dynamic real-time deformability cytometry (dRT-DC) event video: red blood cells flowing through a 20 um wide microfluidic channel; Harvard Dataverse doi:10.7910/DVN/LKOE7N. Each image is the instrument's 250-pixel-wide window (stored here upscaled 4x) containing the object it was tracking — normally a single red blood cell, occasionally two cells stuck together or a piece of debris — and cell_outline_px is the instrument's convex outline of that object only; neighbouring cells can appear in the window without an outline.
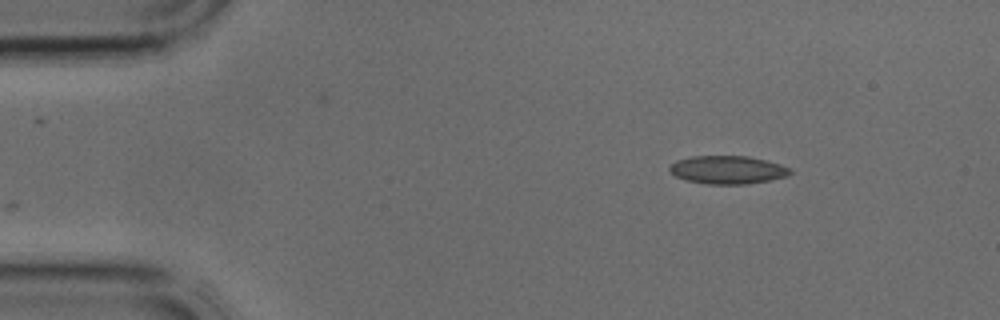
{"species": "common noctule bat (a hibernating species)", "species_latin": "Nyctalus noctula", "temperature_condition": "cold", "stored_images_in_passage": 3, "camera_frame_rate_fps": 3000, "um_per_image_px": 0.085, "animal": {"sex": "male", "body_mass_g": 17.9, "forearm_length_mm": 54.2}, "frame": {"image": 1, "passage_image": 1, "time_ms": 0.0, "image_size_px": [1000, 320], "cell_outline_px": [[792, 172], [788, 176], [748, 184], [704, 184], [688, 180], [676, 176], [668, 168], [676, 160], [692, 156], [748, 156], [780, 164], [792, 168]], "centroid_in_image_um": [61.87, 14.43], "position_along_channel_um": 23.1, "area_um2": 19.71}}
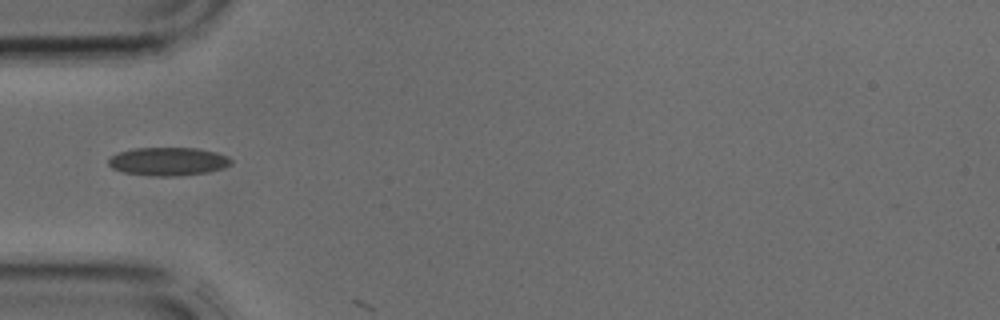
{"frame": {"image": 2, "passage_image": 3, "time_ms": 0.667, "image_size_px": [1000, 320], "cell_outline_px": [[232, 164], [224, 168], [208, 172], [176, 176], [156, 176], [124, 172], [112, 168], [108, 164], [108, 160], [112, 156], [120, 152], [132, 148], [196, 148], [216, 152], [228, 156], [232, 160]], "centroid_in_image_um": [14.33, 13.72], "position_along_channel_um": 70.7, "area_um2": 20.17}}